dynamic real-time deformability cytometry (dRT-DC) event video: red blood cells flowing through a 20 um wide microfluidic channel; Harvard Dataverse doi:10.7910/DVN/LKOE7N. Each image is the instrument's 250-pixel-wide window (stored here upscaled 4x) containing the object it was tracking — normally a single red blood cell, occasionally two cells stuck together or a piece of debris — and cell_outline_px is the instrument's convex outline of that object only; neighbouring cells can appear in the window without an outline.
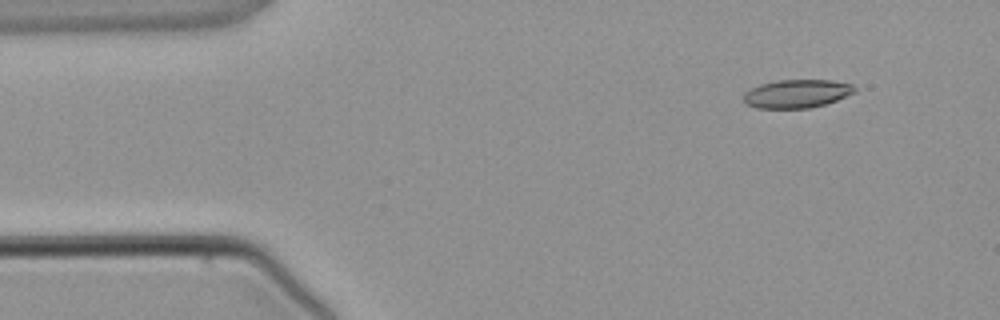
{"species": "common noctule bat (a hibernating species)", "species_latin": "Nyctalus noctula", "temperature_condition": "warm", "stored_images_in_passage": 4, "segment_of_instrument_passage": [1, 2], "camera_frame_rate_fps": 3000, "um_per_image_px": 0.085, "animal": {"sex": "male", "body_mass_g": 21.5, "forearm_length_mm": 52.0}, "frame": {"image": 1, "passage_image": 1, "time_ms": 0.0, "image_size_px": [1000, 320], "cell_outline_px": [[856, 92], [836, 100], [824, 104], [808, 108], [756, 108], [748, 104], [744, 100], [744, 92], [760, 84], [776, 80], [832, 80], [852, 84], [856, 88]], "centroid_in_image_um": [67.74, 7.95], "position_along_channel_um": 17.3, "area_um2": 18.26}}